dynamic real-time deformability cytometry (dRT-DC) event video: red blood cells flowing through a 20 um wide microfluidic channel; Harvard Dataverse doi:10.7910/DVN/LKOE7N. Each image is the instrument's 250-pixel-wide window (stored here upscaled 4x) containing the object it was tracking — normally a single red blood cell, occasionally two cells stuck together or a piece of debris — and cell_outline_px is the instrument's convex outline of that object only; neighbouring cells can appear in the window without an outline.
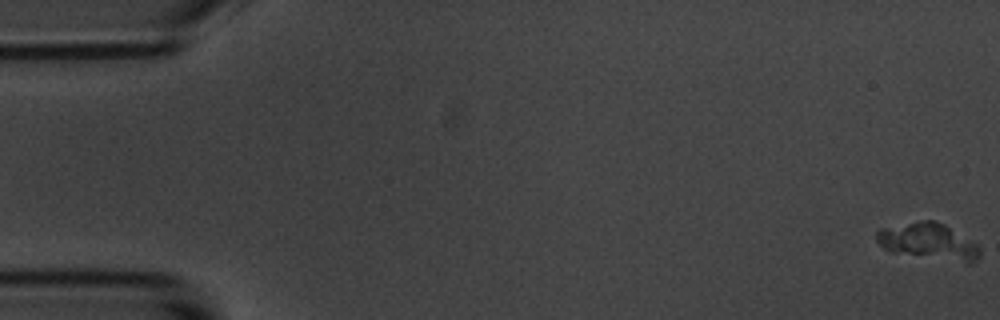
{"species": "common noctule bat (a hibernating species)", "species_latin": "Nyctalus noctula", "temperature_condition": "room temperature", "stored_images_in_passage": 58, "camera_frame_rate_fps": 3000, "um_per_image_px": 0.085, "animal": {"sex": "male", "body_mass_g": 20.1, "forearm_length_mm": 53.5}, "frame": {"image": 1, "passage_image": 1, "time_ms": 0.0, "image_size_px": [1000, 320], "cell_outline_px": [[980, 256], [972, 264], [968, 264], [892, 252], [884, 248], [876, 240], [876, 232], [880, 228], [924, 220], [932, 220], [944, 224], [976, 244], [980, 248]], "centroid_in_image_um": [78.93, 20.55], "position_along_channel_um": 6.1, "area_um2": 21.85}}
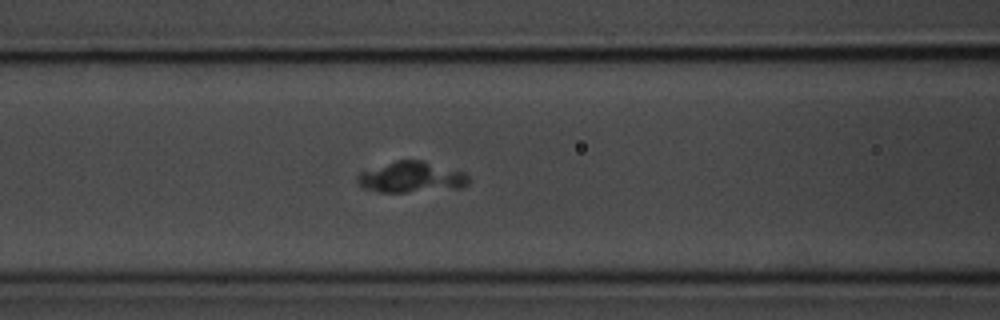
{"frame": {"image": 2, "passage_image": 24, "time_ms": 7.667, "image_size_px": [1000, 320], "cell_outline_px": [[468, 184], [460, 188], [404, 192], [380, 192], [364, 188], [356, 180], [356, 176], [360, 172], [396, 160], [420, 160], [464, 172], [468, 176]], "centroid_in_image_um": [34.95, 15.06], "position_along_channel_um": 131.7, "area_um2": 19.77}}
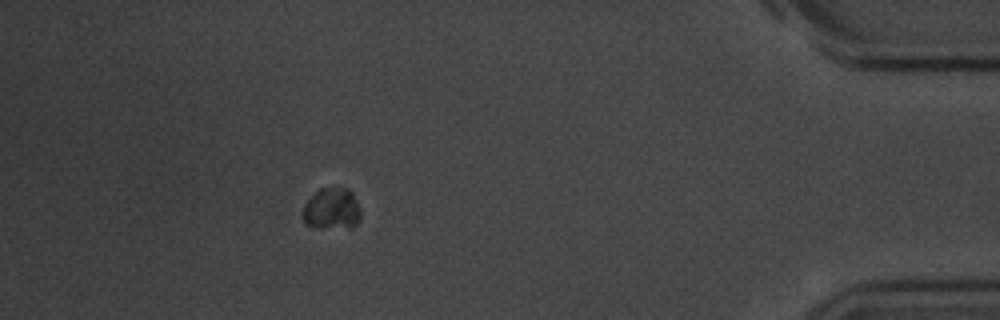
{"frame": {"image": 3, "passage_image": 52, "time_ms": 17.0, "image_size_px": [1000, 320], "cell_outline_px": [[360, 216], [356, 224], [352, 228], [312, 228], [304, 224], [304, 204], [320, 188], [348, 188], [352, 192], [360, 208]], "centroid_in_image_um": [28.21, 17.78], "position_along_channel_um": 407.0, "area_um2": 14.1}}